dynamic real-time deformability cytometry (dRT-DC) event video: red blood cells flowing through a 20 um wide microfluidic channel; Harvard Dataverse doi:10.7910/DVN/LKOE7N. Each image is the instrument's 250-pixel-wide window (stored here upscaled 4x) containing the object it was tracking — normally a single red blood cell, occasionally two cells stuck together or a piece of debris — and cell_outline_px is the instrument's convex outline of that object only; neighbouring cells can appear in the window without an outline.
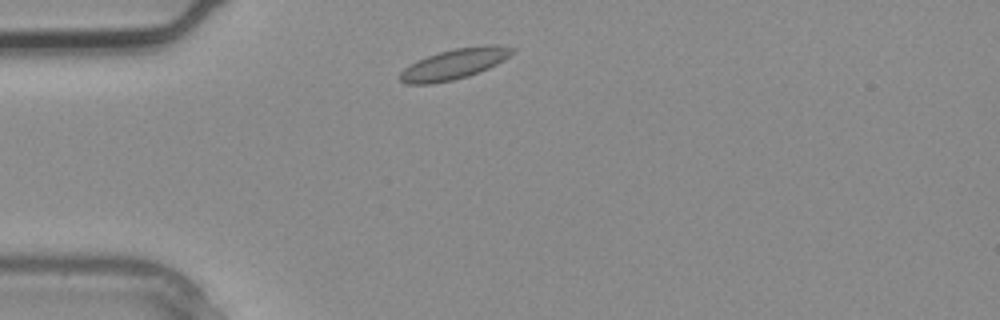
{"species": "common noctule bat (a hibernating species)", "species_latin": "Nyctalus noctula", "temperature_condition": "warm", "stored_images_in_passage": 1, "camera_frame_rate_fps": 3000, "um_per_image_px": 0.085, "animal": {"sex": "male", "body_mass_g": 20.4}, "frame": {"image": 1, "passage_image": 1, "time_ms": 0.0, "image_size_px": [1000, 320], "cell_outline_px": [[516, 48], [504, 60], [488, 68], [468, 76], [452, 80], [428, 84], [404, 84], [400, 80], [400, 72], [404, 68], [428, 56], [452, 48], [484, 44], [496, 44]], "centroid_in_image_um": [38.64, 5.42], "position_along_channel_um": 46.4, "area_um2": 19.77}}